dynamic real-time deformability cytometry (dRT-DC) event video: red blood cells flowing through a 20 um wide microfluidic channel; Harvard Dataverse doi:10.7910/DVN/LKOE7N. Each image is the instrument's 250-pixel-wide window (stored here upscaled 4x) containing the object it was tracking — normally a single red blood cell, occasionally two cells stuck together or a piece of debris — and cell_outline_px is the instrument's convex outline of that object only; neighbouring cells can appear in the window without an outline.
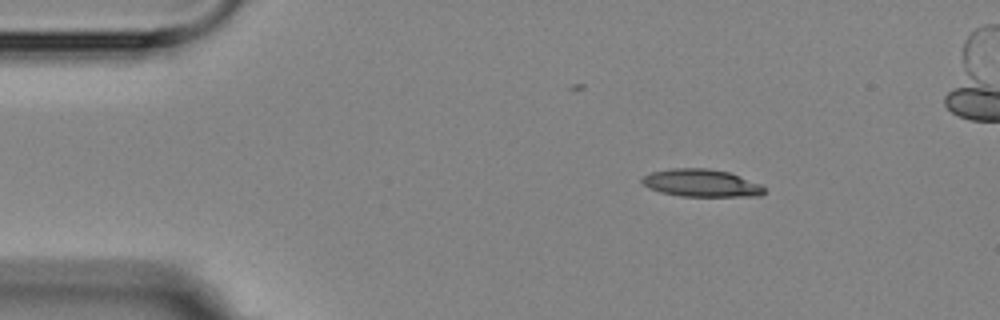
{"species": "Egyptian fruit bat (a non-hibernating species)", "species_latin": "Rousettus aegyptiacus", "temperature_condition": "room temperature", "stored_images_in_passage": 4, "camera_frame_rate_fps": 3000, "um_per_image_px": 0.085, "animal": {"sex": "female"}, "frame": {"image": 1, "passage_image": 2, "time_ms": 1.333, "image_size_px": [1000, 320], "cell_outline_px": [[764, 192], [760, 196], [680, 196], [660, 192], [648, 188], [640, 180], [644, 176], [652, 172], [672, 168], [708, 168], [728, 172], [760, 184], [764, 188]], "centroid_in_image_um": [59.58, 15.56], "position_along_channel_um": 25.4, "area_um2": 19.48}}